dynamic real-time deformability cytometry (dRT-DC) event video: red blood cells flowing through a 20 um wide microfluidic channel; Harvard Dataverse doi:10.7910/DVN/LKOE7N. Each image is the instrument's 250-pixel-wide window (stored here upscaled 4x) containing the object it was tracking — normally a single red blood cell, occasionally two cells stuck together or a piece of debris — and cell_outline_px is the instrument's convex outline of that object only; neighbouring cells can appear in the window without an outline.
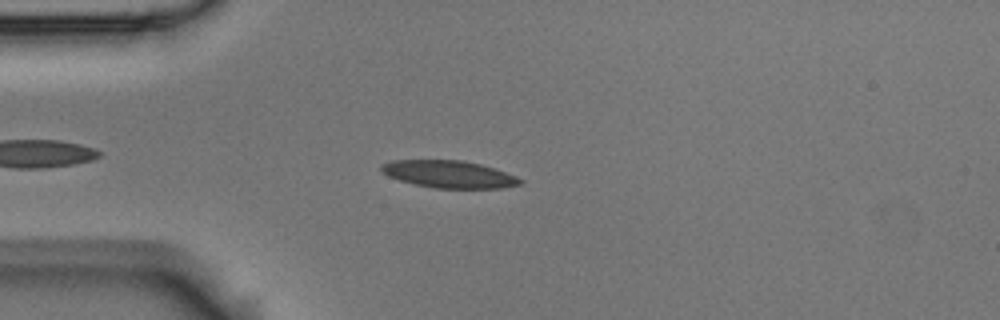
{"species": "Egyptian fruit bat (a non-hibernating species)", "species_latin": "Rousettus aegyptiacus", "temperature_condition": "room temperature", "stored_images_in_passage": 42, "camera_frame_rate_fps": 3000, "um_per_image_px": 0.085, "animal": {"sex": "male"}, "frame": {"image": 1, "passage_image": 7, "time_ms": 2.0, "image_size_px": [1000, 320], "cell_outline_px": [[524, 180], [520, 184], [500, 188], [432, 188], [400, 180], [388, 176], [380, 172], [380, 164], [392, 160], [464, 160], [480, 164], [516, 176]], "centroid_in_image_um": [38.11, 14.8], "position_along_channel_um": 46.9, "area_um2": 22.02}}
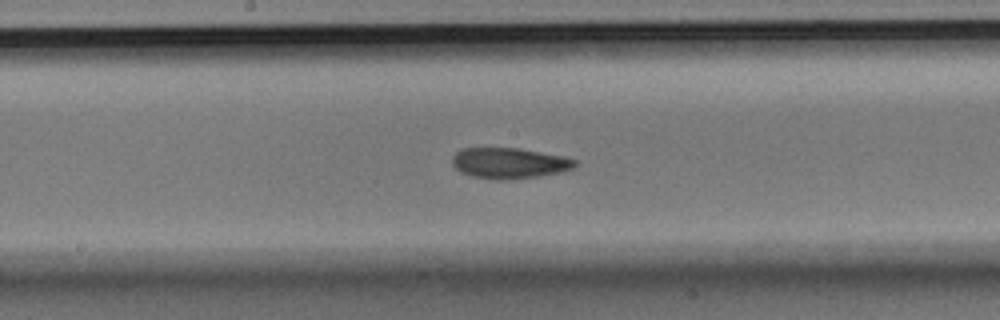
{"frame": {"image": 2, "passage_image": 21, "time_ms": 6.667, "image_size_px": [1000, 320], "cell_outline_px": [[576, 164], [572, 168], [560, 172], [512, 180], [496, 180], [472, 176], [460, 172], [452, 164], [452, 156], [456, 152], [464, 148], [520, 148], [564, 156], [576, 160]], "centroid_in_image_um": [43.26, 13.86], "position_along_channel_um": 204.9, "area_um2": 22.02}}
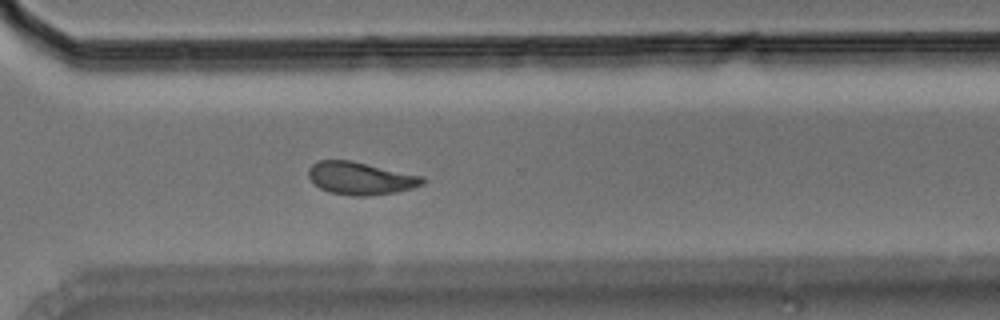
{"frame": {"image": 3, "passage_image": 32, "time_ms": 10.333, "image_size_px": [1000, 320], "cell_outline_px": [[424, 184], [412, 188], [396, 192], [368, 196], [352, 196], [328, 192], [320, 188], [308, 176], [308, 168], [312, 164], [320, 160], [352, 160], [424, 176]], "centroid_in_image_um": [30.65, 15.15], "position_along_channel_um": 339.9, "area_um2": 21.85}, "authors_computed_cell_mechanics": {"area_um2": 21.7617, "velocity_mm_per_s": 3.6949, "shape_relaxation_time_tau1_ms": 9.4596, "shape_relaxation_time_tau2_ms": 2.6725, "deformation_change_tau1": 0.175, "deformation_change_tau2": 0.0782}}